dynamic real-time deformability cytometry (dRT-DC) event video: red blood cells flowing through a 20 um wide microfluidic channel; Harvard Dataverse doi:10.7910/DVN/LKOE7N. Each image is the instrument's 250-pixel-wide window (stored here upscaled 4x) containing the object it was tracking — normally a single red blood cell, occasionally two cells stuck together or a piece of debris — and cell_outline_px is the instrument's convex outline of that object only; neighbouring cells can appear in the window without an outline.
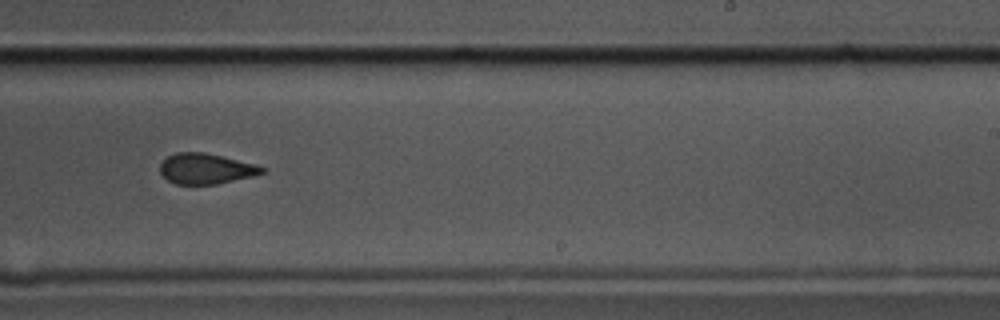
{"species": "common noctule bat (a hibernating species)", "species_latin": "Nyctalus noctula", "temperature_condition": "cold", "stored_images_in_passage": 12, "camera_frame_rate_fps": 3000, "um_per_image_px": 0.085, "animal": {"sex": "male", "body_mass_g": 17.5, "forearm_length_mm": 52.3}, "frame": {"image": 1, "passage_image": 7, "time_ms": 2.0, "image_size_px": [1000, 320], "cell_outline_px": [[264, 172], [252, 176], [216, 184], [176, 184], [168, 180], [160, 172], [160, 164], [168, 156], [176, 152], [204, 152], [256, 164], [264, 168]], "centroid_in_image_um": [17.48, 14.33], "position_along_channel_um": 271.5, "area_um2": 17.92}}
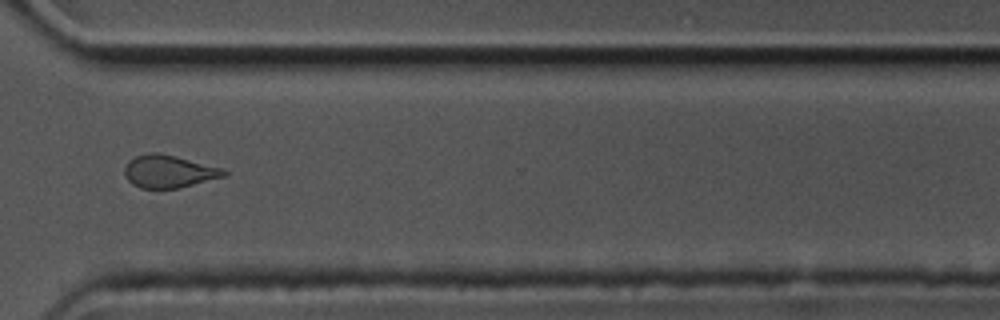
{"frame": {"image": 2, "passage_image": 9, "time_ms": 2.667, "image_size_px": [1000, 320], "cell_outline_px": [[228, 176], [180, 188], [140, 188], [132, 184], [128, 180], [124, 172], [124, 168], [128, 160], [136, 156], [148, 152], [156, 152], [176, 156], [224, 168], [228, 172]], "centroid_in_image_um": [14.39, 14.57], "position_along_channel_um": 356.2, "area_um2": 19.19}}